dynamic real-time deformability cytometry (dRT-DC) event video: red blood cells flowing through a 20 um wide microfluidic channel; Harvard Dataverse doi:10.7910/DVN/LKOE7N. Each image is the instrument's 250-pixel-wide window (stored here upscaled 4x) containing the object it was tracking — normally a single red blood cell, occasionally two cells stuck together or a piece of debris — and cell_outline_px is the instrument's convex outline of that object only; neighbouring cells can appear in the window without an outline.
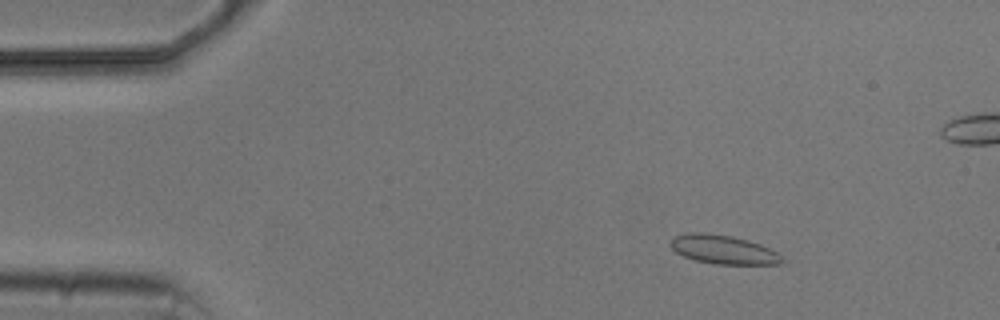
{"species": "common noctule bat (a hibernating species)", "species_latin": "Nyctalus noctula", "temperature_condition": "cold", "stored_images_in_passage": 9, "camera_frame_rate_fps": 3000, "um_per_image_px": 0.085, "animal": {"sex": "male", "body_mass_g": 20.5, "forearm_length_mm": 52.5}, "frame": {"image": 1, "passage_image": 3, "time_ms": 2.333, "image_size_px": [1000, 320], "cell_outline_px": [[784, 260], [780, 264], [716, 264], [696, 260], [684, 256], [676, 252], [668, 244], [676, 236], [688, 232], [704, 232], [732, 236], [748, 240], [760, 244], [784, 256]], "centroid_in_image_um": [61.49, 21.21], "position_along_channel_um": 23.5, "area_um2": 18.73}}
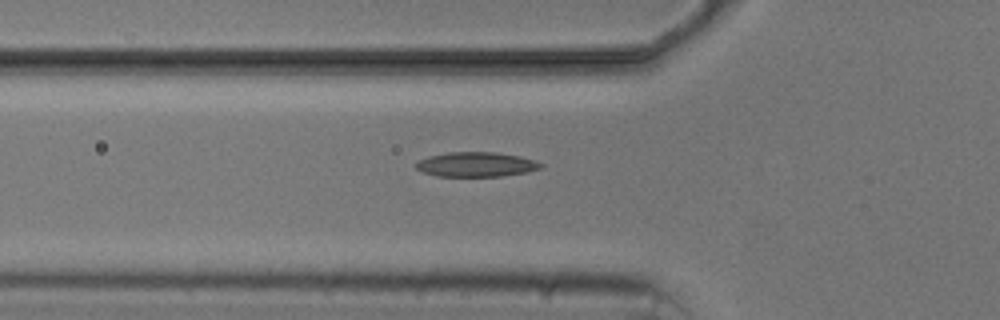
{"frame": {"image": 2, "passage_image": 9, "time_ms": 9.333, "image_size_px": [1000, 320], "cell_outline_px": [[544, 164], [540, 168], [528, 172], [500, 176], [436, 176], [420, 172], [416, 168], [416, 164], [420, 160], [428, 156], [448, 152], [496, 152], [520, 156], [536, 160]], "centroid_in_image_um": [40.48, 13.97], "position_along_channel_um": 85.3, "area_um2": 18.03}}